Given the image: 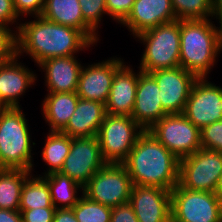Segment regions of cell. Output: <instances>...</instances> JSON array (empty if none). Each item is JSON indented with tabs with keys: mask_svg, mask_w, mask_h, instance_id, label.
Wrapping results in <instances>:
<instances>
[{
	"mask_svg": "<svg viewBox=\"0 0 222 222\" xmlns=\"http://www.w3.org/2000/svg\"><path fill=\"white\" fill-rule=\"evenodd\" d=\"M33 18V21L16 26L19 58L26 53L39 65L53 57L73 56L94 45L80 30L48 21L42 16Z\"/></svg>",
	"mask_w": 222,
	"mask_h": 222,
	"instance_id": "1",
	"label": "cell"
},
{
	"mask_svg": "<svg viewBox=\"0 0 222 222\" xmlns=\"http://www.w3.org/2000/svg\"><path fill=\"white\" fill-rule=\"evenodd\" d=\"M122 165L133 185L171 191L179 183L180 160L148 130L137 138Z\"/></svg>",
	"mask_w": 222,
	"mask_h": 222,
	"instance_id": "2",
	"label": "cell"
},
{
	"mask_svg": "<svg viewBox=\"0 0 222 222\" xmlns=\"http://www.w3.org/2000/svg\"><path fill=\"white\" fill-rule=\"evenodd\" d=\"M180 20V66L197 78H207L222 51V22Z\"/></svg>",
	"mask_w": 222,
	"mask_h": 222,
	"instance_id": "3",
	"label": "cell"
},
{
	"mask_svg": "<svg viewBox=\"0 0 222 222\" xmlns=\"http://www.w3.org/2000/svg\"><path fill=\"white\" fill-rule=\"evenodd\" d=\"M20 107L0 110V169L33 171L31 135Z\"/></svg>",
	"mask_w": 222,
	"mask_h": 222,
	"instance_id": "4",
	"label": "cell"
},
{
	"mask_svg": "<svg viewBox=\"0 0 222 222\" xmlns=\"http://www.w3.org/2000/svg\"><path fill=\"white\" fill-rule=\"evenodd\" d=\"M135 38L145 45L138 67L141 71L150 73L180 66V20L160 24Z\"/></svg>",
	"mask_w": 222,
	"mask_h": 222,
	"instance_id": "5",
	"label": "cell"
},
{
	"mask_svg": "<svg viewBox=\"0 0 222 222\" xmlns=\"http://www.w3.org/2000/svg\"><path fill=\"white\" fill-rule=\"evenodd\" d=\"M144 129L131 117L107 114L97 138L107 164H122Z\"/></svg>",
	"mask_w": 222,
	"mask_h": 222,
	"instance_id": "6",
	"label": "cell"
},
{
	"mask_svg": "<svg viewBox=\"0 0 222 222\" xmlns=\"http://www.w3.org/2000/svg\"><path fill=\"white\" fill-rule=\"evenodd\" d=\"M171 222H222V201L214 192L171 190Z\"/></svg>",
	"mask_w": 222,
	"mask_h": 222,
	"instance_id": "7",
	"label": "cell"
},
{
	"mask_svg": "<svg viewBox=\"0 0 222 222\" xmlns=\"http://www.w3.org/2000/svg\"><path fill=\"white\" fill-rule=\"evenodd\" d=\"M132 180L122 164H106L83 187L82 194L108 207L130 202Z\"/></svg>",
	"mask_w": 222,
	"mask_h": 222,
	"instance_id": "8",
	"label": "cell"
},
{
	"mask_svg": "<svg viewBox=\"0 0 222 222\" xmlns=\"http://www.w3.org/2000/svg\"><path fill=\"white\" fill-rule=\"evenodd\" d=\"M222 175V152L200 148L180 159L179 184L190 190L216 192Z\"/></svg>",
	"mask_w": 222,
	"mask_h": 222,
	"instance_id": "9",
	"label": "cell"
},
{
	"mask_svg": "<svg viewBox=\"0 0 222 222\" xmlns=\"http://www.w3.org/2000/svg\"><path fill=\"white\" fill-rule=\"evenodd\" d=\"M148 131L179 160L202 148L200 129L183 114H167Z\"/></svg>",
	"mask_w": 222,
	"mask_h": 222,
	"instance_id": "10",
	"label": "cell"
},
{
	"mask_svg": "<svg viewBox=\"0 0 222 222\" xmlns=\"http://www.w3.org/2000/svg\"><path fill=\"white\" fill-rule=\"evenodd\" d=\"M106 164L97 136L71 138V149L60 173L84 187L89 179Z\"/></svg>",
	"mask_w": 222,
	"mask_h": 222,
	"instance_id": "11",
	"label": "cell"
},
{
	"mask_svg": "<svg viewBox=\"0 0 222 222\" xmlns=\"http://www.w3.org/2000/svg\"><path fill=\"white\" fill-rule=\"evenodd\" d=\"M200 130L222 120V88L207 80L198 78L192 88L182 113Z\"/></svg>",
	"mask_w": 222,
	"mask_h": 222,
	"instance_id": "12",
	"label": "cell"
},
{
	"mask_svg": "<svg viewBox=\"0 0 222 222\" xmlns=\"http://www.w3.org/2000/svg\"><path fill=\"white\" fill-rule=\"evenodd\" d=\"M150 74L158 84L162 108L168 114H182L198 78L181 66L152 71Z\"/></svg>",
	"mask_w": 222,
	"mask_h": 222,
	"instance_id": "13",
	"label": "cell"
},
{
	"mask_svg": "<svg viewBox=\"0 0 222 222\" xmlns=\"http://www.w3.org/2000/svg\"><path fill=\"white\" fill-rule=\"evenodd\" d=\"M123 63V59L112 57L86 68L82 66L77 89L79 98L106 104L115 72Z\"/></svg>",
	"mask_w": 222,
	"mask_h": 222,
	"instance_id": "14",
	"label": "cell"
},
{
	"mask_svg": "<svg viewBox=\"0 0 222 222\" xmlns=\"http://www.w3.org/2000/svg\"><path fill=\"white\" fill-rule=\"evenodd\" d=\"M130 203L139 222H171V191L133 185Z\"/></svg>",
	"mask_w": 222,
	"mask_h": 222,
	"instance_id": "15",
	"label": "cell"
},
{
	"mask_svg": "<svg viewBox=\"0 0 222 222\" xmlns=\"http://www.w3.org/2000/svg\"><path fill=\"white\" fill-rule=\"evenodd\" d=\"M160 90L150 73L140 70L135 104L131 117L144 129L149 130L168 113L162 108Z\"/></svg>",
	"mask_w": 222,
	"mask_h": 222,
	"instance_id": "16",
	"label": "cell"
},
{
	"mask_svg": "<svg viewBox=\"0 0 222 222\" xmlns=\"http://www.w3.org/2000/svg\"><path fill=\"white\" fill-rule=\"evenodd\" d=\"M176 20L170 0H135L127 18L121 23L135 37L137 34Z\"/></svg>",
	"mask_w": 222,
	"mask_h": 222,
	"instance_id": "17",
	"label": "cell"
},
{
	"mask_svg": "<svg viewBox=\"0 0 222 222\" xmlns=\"http://www.w3.org/2000/svg\"><path fill=\"white\" fill-rule=\"evenodd\" d=\"M17 59L0 63V103L4 107H21L19 97L37 80L36 74Z\"/></svg>",
	"mask_w": 222,
	"mask_h": 222,
	"instance_id": "18",
	"label": "cell"
},
{
	"mask_svg": "<svg viewBox=\"0 0 222 222\" xmlns=\"http://www.w3.org/2000/svg\"><path fill=\"white\" fill-rule=\"evenodd\" d=\"M76 58L53 57L38 65L45 72L48 93L77 92L82 64Z\"/></svg>",
	"mask_w": 222,
	"mask_h": 222,
	"instance_id": "19",
	"label": "cell"
},
{
	"mask_svg": "<svg viewBox=\"0 0 222 222\" xmlns=\"http://www.w3.org/2000/svg\"><path fill=\"white\" fill-rule=\"evenodd\" d=\"M124 64L115 72L109 98L105 104L107 114L120 116L132 114L140 69L135 73L130 65L128 67Z\"/></svg>",
	"mask_w": 222,
	"mask_h": 222,
	"instance_id": "20",
	"label": "cell"
},
{
	"mask_svg": "<svg viewBox=\"0 0 222 222\" xmlns=\"http://www.w3.org/2000/svg\"><path fill=\"white\" fill-rule=\"evenodd\" d=\"M106 115L105 104L79 98L76 110L61 132L71 138L97 136Z\"/></svg>",
	"mask_w": 222,
	"mask_h": 222,
	"instance_id": "21",
	"label": "cell"
},
{
	"mask_svg": "<svg viewBox=\"0 0 222 222\" xmlns=\"http://www.w3.org/2000/svg\"><path fill=\"white\" fill-rule=\"evenodd\" d=\"M79 4L78 0H45L41 16L48 21L80 30L96 44L99 35L84 21Z\"/></svg>",
	"mask_w": 222,
	"mask_h": 222,
	"instance_id": "22",
	"label": "cell"
},
{
	"mask_svg": "<svg viewBox=\"0 0 222 222\" xmlns=\"http://www.w3.org/2000/svg\"><path fill=\"white\" fill-rule=\"evenodd\" d=\"M77 92L47 93L42 101V113L50 131H62L76 110Z\"/></svg>",
	"mask_w": 222,
	"mask_h": 222,
	"instance_id": "23",
	"label": "cell"
},
{
	"mask_svg": "<svg viewBox=\"0 0 222 222\" xmlns=\"http://www.w3.org/2000/svg\"><path fill=\"white\" fill-rule=\"evenodd\" d=\"M32 171L0 169V209L19 211L21 191Z\"/></svg>",
	"mask_w": 222,
	"mask_h": 222,
	"instance_id": "24",
	"label": "cell"
},
{
	"mask_svg": "<svg viewBox=\"0 0 222 222\" xmlns=\"http://www.w3.org/2000/svg\"><path fill=\"white\" fill-rule=\"evenodd\" d=\"M42 177L48 183L51 202L56 209H72L77 204L80 198L77 193L80 189H83L78 183L60 172H54Z\"/></svg>",
	"mask_w": 222,
	"mask_h": 222,
	"instance_id": "25",
	"label": "cell"
},
{
	"mask_svg": "<svg viewBox=\"0 0 222 222\" xmlns=\"http://www.w3.org/2000/svg\"><path fill=\"white\" fill-rule=\"evenodd\" d=\"M43 148L42 159L49 166L44 176L60 172L71 149V137L61 131H49Z\"/></svg>",
	"mask_w": 222,
	"mask_h": 222,
	"instance_id": "26",
	"label": "cell"
},
{
	"mask_svg": "<svg viewBox=\"0 0 222 222\" xmlns=\"http://www.w3.org/2000/svg\"><path fill=\"white\" fill-rule=\"evenodd\" d=\"M41 207H54L51 202L50 188L42 175L33 177L31 174L22 187L19 211Z\"/></svg>",
	"mask_w": 222,
	"mask_h": 222,
	"instance_id": "27",
	"label": "cell"
},
{
	"mask_svg": "<svg viewBox=\"0 0 222 222\" xmlns=\"http://www.w3.org/2000/svg\"><path fill=\"white\" fill-rule=\"evenodd\" d=\"M178 20H204L214 17L212 0H170Z\"/></svg>",
	"mask_w": 222,
	"mask_h": 222,
	"instance_id": "28",
	"label": "cell"
},
{
	"mask_svg": "<svg viewBox=\"0 0 222 222\" xmlns=\"http://www.w3.org/2000/svg\"><path fill=\"white\" fill-rule=\"evenodd\" d=\"M78 222H110L112 208L88 199L81 195L73 207Z\"/></svg>",
	"mask_w": 222,
	"mask_h": 222,
	"instance_id": "29",
	"label": "cell"
},
{
	"mask_svg": "<svg viewBox=\"0 0 222 222\" xmlns=\"http://www.w3.org/2000/svg\"><path fill=\"white\" fill-rule=\"evenodd\" d=\"M84 21L98 34L103 14H107L106 0H78Z\"/></svg>",
	"mask_w": 222,
	"mask_h": 222,
	"instance_id": "30",
	"label": "cell"
},
{
	"mask_svg": "<svg viewBox=\"0 0 222 222\" xmlns=\"http://www.w3.org/2000/svg\"><path fill=\"white\" fill-rule=\"evenodd\" d=\"M0 25V63L11 61L17 56V31Z\"/></svg>",
	"mask_w": 222,
	"mask_h": 222,
	"instance_id": "31",
	"label": "cell"
},
{
	"mask_svg": "<svg viewBox=\"0 0 222 222\" xmlns=\"http://www.w3.org/2000/svg\"><path fill=\"white\" fill-rule=\"evenodd\" d=\"M200 143L202 148L222 152V120L200 130Z\"/></svg>",
	"mask_w": 222,
	"mask_h": 222,
	"instance_id": "32",
	"label": "cell"
},
{
	"mask_svg": "<svg viewBox=\"0 0 222 222\" xmlns=\"http://www.w3.org/2000/svg\"><path fill=\"white\" fill-rule=\"evenodd\" d=\"M135 0H106L107 15L122 23L131 12Z\"/></svg>",
	"mask_w": 222,
	"mask_h": 222,
	"instance_id": "33",
	"label": "cell"
},
{
	"mask_svg": "<svg viewBox=\"0 0 222 222\" xmlns=\"http://www.w3.org/2000/svg\"><path fill=\"white\" fill-rule=\"evenodd\" d=\"M17 15L41 16L44 10L45 0H13ZM28 14V15H27Z\"/></svg>",
	"mask_w": 222,
	"mask_h": 222,
	"instance_id": "34",
	"label": "cell"
},
{
	"mask_svg": "<svg viewBox=\"0 0 222 222\" xmlns=\"http://www.w3.org/2000/svg\"><path fill=\"white\" fill-rule=\"evenodd\" d=\"M55 207L28 209L21 211L22 222H53Z\"/></svg>",
	"mask_w": 222,
	"mask_h": 222,
	"instance_id": "35",
	"label": "cell"
},
{
	"mask_svg": "<svg viewBox=\"0 0 222 222\" xmlns=\"http://www.w3.org/2000/svg\"><path fill=\"white\" fill-rule=\"evenodd\" d=\"M110 222H139L130 202L112 208Z\"/></svg>",
	"mask_w": 222,
	"mask_h": 222,
	"instance_id": "36",
	"label": "cell"
},
{
	"mask_svg": "<svg viewBox=\"0 0 222 222\" xmlns=\"http://www.w3.org/2000/svg\"><path fill=\"white\" fill-rule=\"evenodd\" d=\"M18 18L13 0H0V25L10 27V24L18 22Z\"/></svg>",
	"mask_w": 222,
	"mask_h": 222,
	"instance_id": "37",
	"label": "cell"
},
{
	"mask_svg": "<svg viewBox=\"0 0 222 222\" xmlns=\"http://www.w3.org/2000/svg\"><path fill=\"white\" fill-rule=\"evenodd\" d=\"M53 222H78L73 209H56Z\"/></svg>",
	"mask_w": 222,
	"mask_h": 222,
	"instance_id": "38",
	"label": "cell"
},
{
	"mask_svg": "<svg viewBox=\"0 0 222 222\" xmlns=\"http://www.w3.org/2000/svg\"><path fill=\"white\" fill-rule=\"evenodd\" d=\"M0 222H22L20 211L0 209Z\"/></svg>",
	"mask_w": 222,
	"mask_h": 222,
	"instance_id": "39",
	"label": "cell"
},
{
	"mask_svg": "<svg viewBox=\"0 0 222 222\" xmlns=\"http://www.w3.org/2000/svg\"><path fill=\"white\" fill-rule=\"evenodd\" d=\"M212 9L215 18L222 22V0H212Z\"/></svg>",
	"mask_w": 222,
	"mask_h": 222,
	"instance_id": "40",
	"label": "cell"
},
{
	"mask_svg": "<svg viewBox=\"0 0 222 222\" xmlns=\"http://www.w3.org/2000/svg\"><path fill=\"white\" fill-rule=\"evenodd\" d=\"M215 194L218 196V198L222 201V175L219 178L218 185L216 187V192Z\"/></svg>",
	"mask_w": 222,
	"mask_h": 222,
	"instance_id": "41",
	"label": "cell"
},
{
	"mask_svg": "<svg viewBox=\"0 0 222 222\" xmlns=\"http://www.w3.org/2000/svg\"><path fill=\"white\" fill-rule=\"evenodd\" d=\"M3 108H4V106L0 103V110L3 109Z\"/></svg>",
	"mask_w": 222,
	"mask_h": 222,
	"instance_id": "42",
	"label": "cell"
}]
</instances>
